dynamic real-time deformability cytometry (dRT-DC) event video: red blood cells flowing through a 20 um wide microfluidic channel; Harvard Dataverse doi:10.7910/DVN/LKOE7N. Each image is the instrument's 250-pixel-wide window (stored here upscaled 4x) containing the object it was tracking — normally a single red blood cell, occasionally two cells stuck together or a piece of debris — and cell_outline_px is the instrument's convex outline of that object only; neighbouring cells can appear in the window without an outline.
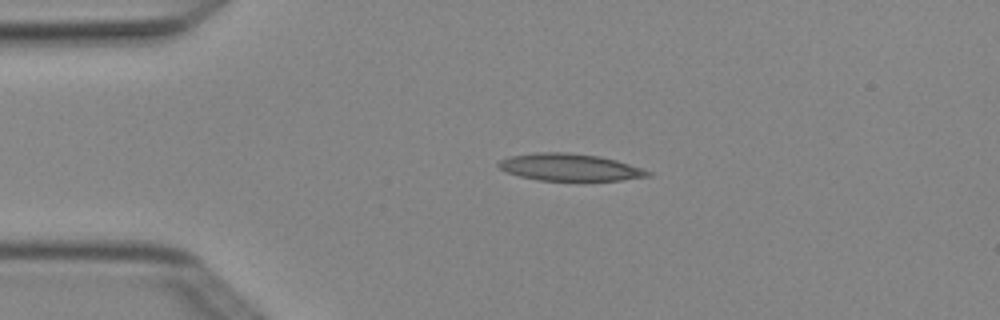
{"species": "Egyptian fruit bat (a non-hibernating species)", "species_latin": "Rousettus aegyptiacus", "temperature_condition": "cold", "stored_images_in_passage": 3, "camera_frame_rate_fps": 3000, "um_per_image_px": 0.085, "animal": {"sex": "female"}, "frame": {"image": 1, "passage_image": 2, "time_ms": 0.333, "image_size_px": [1000, 320], "cell_outline_px": [[652, 176], [620, 180], [540, 180], [520, 176], [508, 172], [500, 168], [496, 164], [500, 160], [508, 156], [536, 152], [568, 152], [600, 156], [616, 160], [644, 168], [652, 172]], "centroid_in_image_um": [48.45, 14.2], "position_along_channel_um": 36.5, "area_um2": 23.64}}